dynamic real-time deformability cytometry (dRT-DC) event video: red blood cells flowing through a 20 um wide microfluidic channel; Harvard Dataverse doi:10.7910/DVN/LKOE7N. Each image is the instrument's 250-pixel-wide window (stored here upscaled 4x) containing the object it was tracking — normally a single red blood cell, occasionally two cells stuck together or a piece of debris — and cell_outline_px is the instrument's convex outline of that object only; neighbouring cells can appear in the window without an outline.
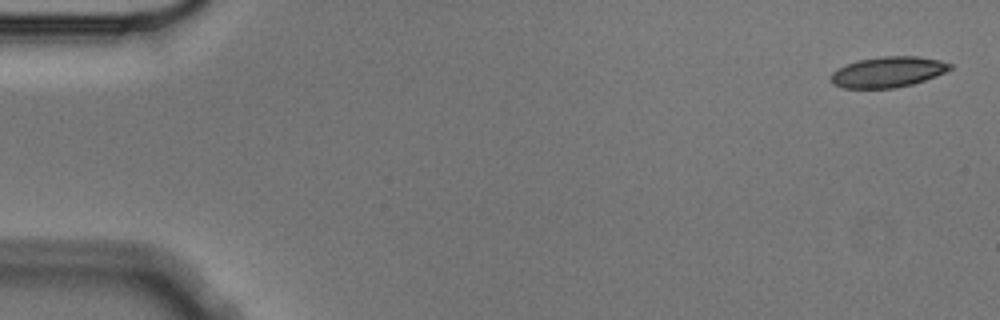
{"species": "Egyptian fruit bat (a non-hibernating species)", "species_latin": "Rousettus aegyptiacus", "temperature_condition": "cold", "stored_images_in_passage": 5, "camera_frame_rate_fps": 3000, "um_per_image_px": 0.085, "animal": {"sex": "male"}, "frame": {"image": 1, "passage_image": 1, "time_ms": 0.0, "image_size_px": [1000, 320], "cell_outline_px": [[952, 68], [936, 76], [912, 84], [896, 88], [844, 88], [832, 84], [832, 72], [856, 60], [880, 56], [916, 56], [940, 60], [952, 64]], "centroid_in_image_um": [75.48, 6.11], "position_along_channel_um": 9.5, "area_um2": 21.15}}
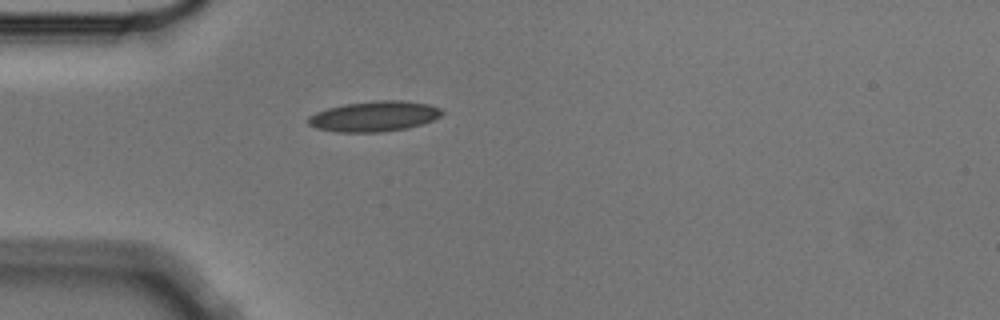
{"frame": {"image": 2, "passage_image": 5, "time_ms": 1.333, "image_size_px": [1000, 320], "cell_outline_px": [[444, 112], [440, 116], [432, 120], [408, 128], [380, 132], [336, 132], [316, 128], [308, 124], [308, 116], [316, 112], [328, 108], [344, 104], [380, 100], [400, 100], [428, 104], [440, 108]], "centroid_in_image_um": [31.79, 9.89], "position_along_channel_um": 53.2, "area_um2": 23.58}}